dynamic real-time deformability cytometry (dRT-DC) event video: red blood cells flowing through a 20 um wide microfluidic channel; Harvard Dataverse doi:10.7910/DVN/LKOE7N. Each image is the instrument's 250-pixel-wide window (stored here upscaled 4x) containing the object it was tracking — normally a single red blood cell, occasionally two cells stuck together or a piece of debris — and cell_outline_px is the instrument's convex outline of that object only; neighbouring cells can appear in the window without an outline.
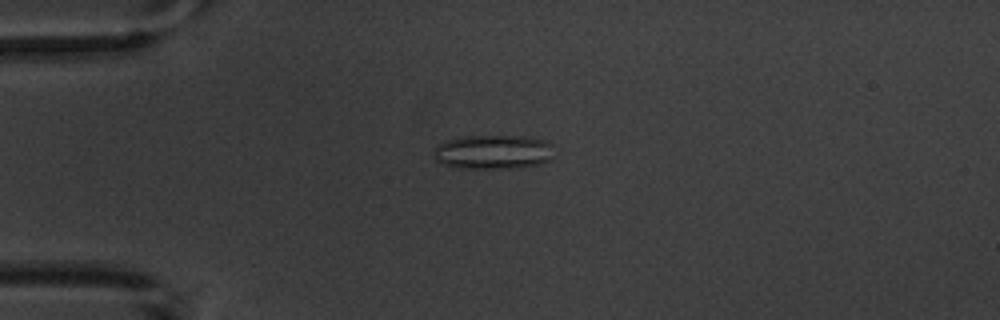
{"species": "common noctule bat (a hibernating species)", "species_latin": "Nyctalus noctula", "temperature_condition": "warm", "stored_images_in_passage": 9, "camera_frame_rate_fps": 3000, "um_per_image_px": 0.085, "animal": {"sex": "male", "body_mass_g": 20.1, "forearm_length_mm": 53.5}, "frame": {"image": 1, "passage_image": 3, "time_ms": 2.333, "image_size_px": [1000, 320], "cell_outline_px": [[552, 144], [548, 160], [540, 164], [520, 168], [456, 168], [444, 164], [436, 160], [432, 156], [432, 148], [436, 144], [448, 140], [464, 136], [524, 136], [544, 140]], "centroid_in_image_um": [41.84, 12.92], "position_along_channel_um": 43.2, "area_um2": 24.16}}
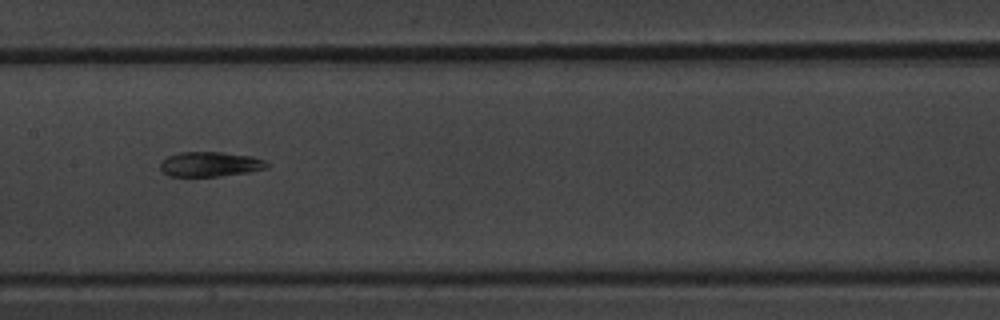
{"frame": {"image": 2, "passage_image": 7, "time_ms": 7.0, "image_size_px": [1000, 320], "cell_outline_px": [[268, 168], [248, 172], [220, 176], [168, 176], [160, 168], [160, 164], [168, 156], [180, 152], [224, 152], [252, 156], [264, 160], [268, 164]], "centroid_in_image_um": [17.88, 13.95], "position_along_channel_um": 189.5, "area_um2": 15.37}}
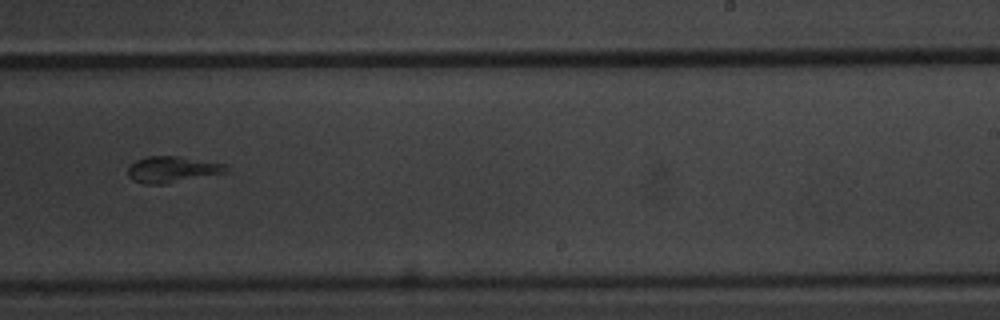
{"frame": {"image": 3, "passage_image": 9, "time_ms": 9.333, "image_size_px": [1000, 320], "cell_outline_px": [[228, 172], [168, 184], [144, 184], [132, 180], [128, 176], [128, 168], [136, 160], [148, 156], [180, 156], [224, 164], [228, 168]], "centroid_in_image_um": [14.63, 14.41], "position_along_channel_um": 274.4, "area_um2": 15.09}}